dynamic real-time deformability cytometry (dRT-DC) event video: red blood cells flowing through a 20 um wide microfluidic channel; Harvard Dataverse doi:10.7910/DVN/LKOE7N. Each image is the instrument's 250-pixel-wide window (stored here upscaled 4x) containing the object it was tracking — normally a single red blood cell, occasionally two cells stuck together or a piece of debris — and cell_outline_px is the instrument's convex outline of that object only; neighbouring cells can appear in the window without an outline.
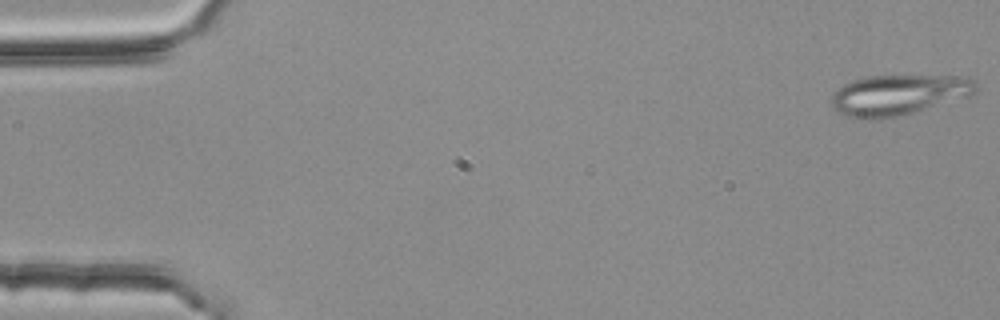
{"species": "common noctule bat (a hibernating species)", "species_latin": "Nyctalus noctula", "temperature_condition": "room temperature", "stored_images_in_passage": 4, "camera_frame_rate_fps": 3000, "um_per_image_px": 0.085, "animal": {"sex": "female", "body_mass_g": 25.1}, "frame": {"image": 1, "passage_image": 1, "time_ms": 0.0, "image_size_px": [1000, 320], "cell_outline_px": [[976, 92], [968, 96], [912, 112], [896, 116], [876, 120], [852, 120], [836, 112], [832, 108], [832, 92], [844, 84], [852, 80], [868, 76], [968, 76], [976, 80]], "centroid_in_image_um": [76.29, 8.08], "position_along_channel_um": 8.7, "area_um2": 34.33}}